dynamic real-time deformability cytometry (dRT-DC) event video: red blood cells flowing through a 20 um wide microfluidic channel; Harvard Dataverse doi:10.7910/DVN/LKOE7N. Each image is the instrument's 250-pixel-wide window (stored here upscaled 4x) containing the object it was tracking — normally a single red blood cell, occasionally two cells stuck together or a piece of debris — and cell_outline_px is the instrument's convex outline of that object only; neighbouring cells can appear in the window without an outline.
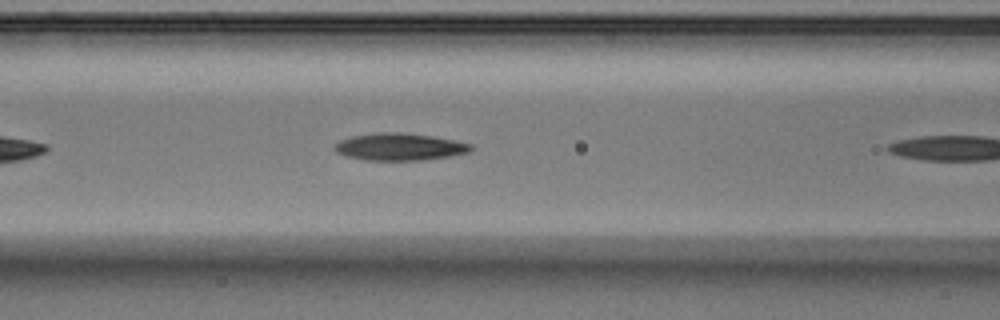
{"species": "Egyptian fruit bat (a non-hibernating species)", "species_latin": "Rousettus aegyptiacus", "temperature_condition": "warm", "stored_images_in_passage": 9, "camera_frame_rate_fps": 3000, "um_per_image_px": 0.085, "animal": {"sex": "male"}, "frame": {"image": 1, "passage_image": 8, "time_ms": 2.333, "image_size_px": [1000, 320], "cell_outline_px": [[476, 148], [468, 152], [452, 156], [420, 160], [364, 160], [348, 156], [336, 152], [336, 144], [340, 140], [352, 136], [372, 132], [400, 132], [432, 136], [472, 144]], "centroid_in_image_um": [33.99, 12.47], "position_along_channel_um": 132.6, "area_um2": 21.56}}